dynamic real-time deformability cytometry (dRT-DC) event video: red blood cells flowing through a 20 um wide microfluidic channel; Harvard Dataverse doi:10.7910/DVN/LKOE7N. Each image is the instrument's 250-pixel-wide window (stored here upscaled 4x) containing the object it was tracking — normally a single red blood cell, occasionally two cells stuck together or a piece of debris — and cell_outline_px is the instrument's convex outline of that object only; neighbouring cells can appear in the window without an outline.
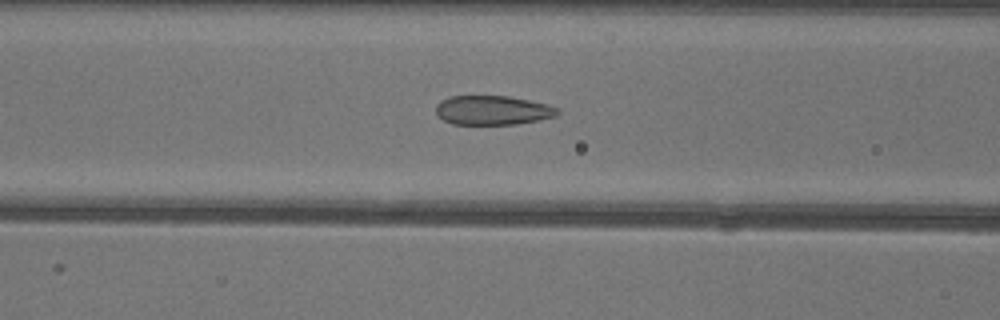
{"species": "common noctule bat (a hibernating species)", "species_latin": "Nyctalus noctula", "temperature_condition": "warm", "stored_images_in_passage": 51, "camera_frame_rate_fps": 3000, "um_per_image_px": 0.085, "animal": {"sex": "female"}, "frame": {"image": 1, "passage_image": 20, "time_ms": 6.333, "image_size_px": [1000, 320], "cell_outline_px": [[560, 112], [556, 116], [516, 124], [452, 124], [444, 120], [436, 112], [436, 104], [440, 100], [448, 96], [508, 96], [548, 104], [560, 108]], "centroid_in_image_um": [41.88, 9.36], "position_along_channel_um": 124.7, "area_um2": 20.75}}
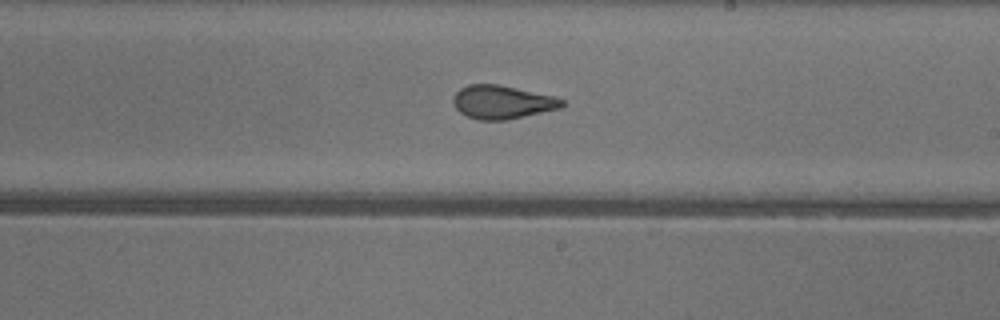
{"frame": {"image": 2, "passage_image": 29, "time_ms": 9.333, "image_size_px": [1000, 320], "cell_outline_px": [[564, 104], [560, 108], [508, 120], [480, 120], [468, 116], [460, 112], [456, 108], [452, 100], [456, 92], [460, 88], [468, 84], [500, 84], [552, 96], [564, 100]], "centroid_in_image_um": [42.67, 8.67], "position_along_channel_um": 246.3, "area_um2": 21.1}}
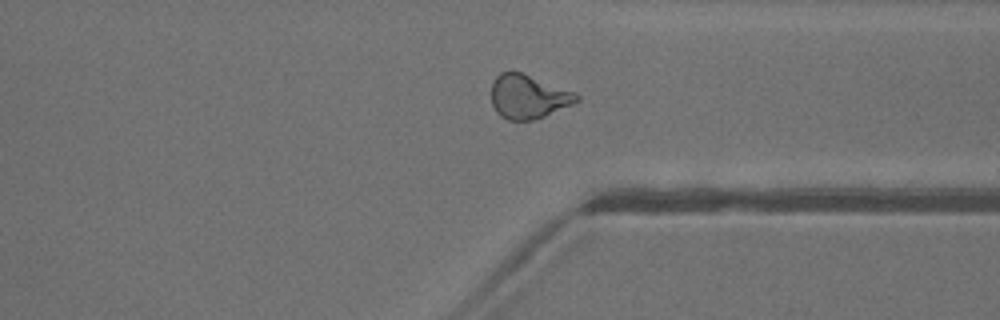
{"frame": {"image": 3, "passage_image": 38, "time_ms": 12.333, "image_size_px": [1000, 320], "cell_outline_px": [[580, 100], [572, 104], [544, 116], [532, 120], [508, 120], [500, 116], [496, 112], [492, 104], [492, 84], [496, 76], [500, 72], [512, 68], [576, 92], [580, 96]], "centroid_in_image_um": [44.89, 8.17], "position_along_channel_um": 366.5, "area_um2": 22.2}, "authors_computed_cell_mechanics": {"area_um2": 22.253, "velocity_mm_per_s": 4.0476, "shape_relaxation_time_tau1_ms": null, "shape_relaxation_time_tau2_ms": 0.993, "deformation_change_tau1": null, "deformation_change_tau2": 0.0729}}